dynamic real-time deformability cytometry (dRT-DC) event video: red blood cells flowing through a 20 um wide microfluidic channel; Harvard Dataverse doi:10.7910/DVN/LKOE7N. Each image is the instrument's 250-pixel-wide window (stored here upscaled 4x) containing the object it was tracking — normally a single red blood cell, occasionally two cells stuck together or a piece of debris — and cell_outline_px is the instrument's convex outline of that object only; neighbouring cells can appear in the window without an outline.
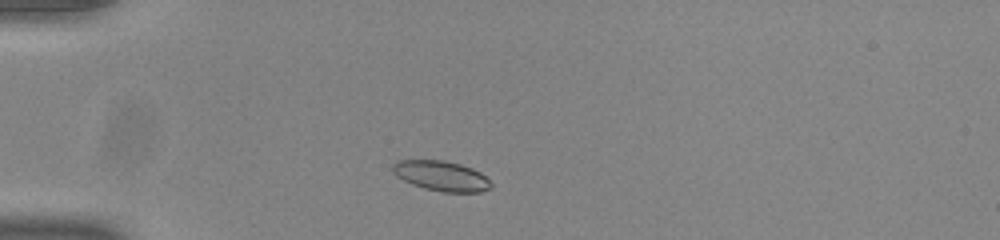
{"species": "common noctule bat (a hibernating species)", "species_latin": "Nyctalus noctula", "temperature_condition": "room temperature", "stored_images_in_passage": 43, "camera_frame_rate_fps": 3000, "um_per_image_px": 0.085, "animal": {"sex": "male", "body_mass_g": 20.0, "forearm_length_mm": 53.3}, "frame": {"image": 1, "passage_image": 5, "time_ms": 1.333, "image_size_px": [1000, 240], "cell_outline_px": [[492, 188], [480, 192], [444, 192], [424, 188], [412, 184], [396, 176], [392, 172], [392, 164], [396, 160], [444, 160], [460, 164], [472, 168], [480, 172], [492, 184]], "centroid_in_image_um": [37.49, 14.95], "position_along_channel_um": 47.5, "area_um2": 17.28}}
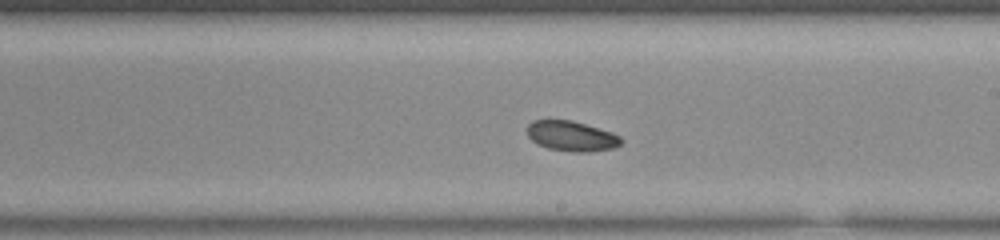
{"frame": {"image": 2, "passage_image": 22, "time_ms": 7.0, "image_size_px": [1000, 240], "cell_outline_px": [[624, 140], [620, 144], [612, 148], [588, 152], [576, 152], [548, 148], [536, 144], [528, 136], [528, 124], [532, 120], [572, 120], [612, 132], [620, 136]], "centroid_in_image_um": [48.58, 11.56], "position_along_channel_um": 240.4, "area_um2": 16.47}}
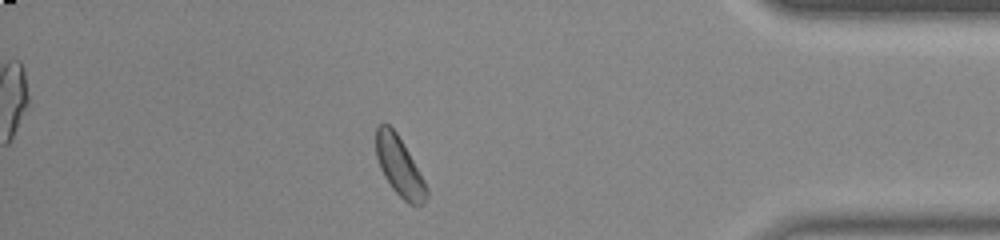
{"frame": {"image": 3, "passage_image": 37, "time_ms": 12.0, "image_size_px": [1000, 240], "cell_outline_px": [[428, 196], [424, 204], [408, 204], [392, 188], [384, 176], [380, 168], [376, 156], [376, 128], [380, 124], [388, 124], [396, 132], [408, 152], [428, 188]], "centroid_in_image_um": [33.94, 14.16], "position_along_channel_um": 401.3, "area_um2": 17.11}, "authors_computed_cell_mechanics": {"area_um2": 17.051, "velocity_mm_per_s": 3.8597, "shape_relaxation_time_tau1_ms": 7.4906, "shape_relaxation_time_tau2_ms": null, "deformation_change_tau1": 0.1286, "deformation_change_tau2": null}}